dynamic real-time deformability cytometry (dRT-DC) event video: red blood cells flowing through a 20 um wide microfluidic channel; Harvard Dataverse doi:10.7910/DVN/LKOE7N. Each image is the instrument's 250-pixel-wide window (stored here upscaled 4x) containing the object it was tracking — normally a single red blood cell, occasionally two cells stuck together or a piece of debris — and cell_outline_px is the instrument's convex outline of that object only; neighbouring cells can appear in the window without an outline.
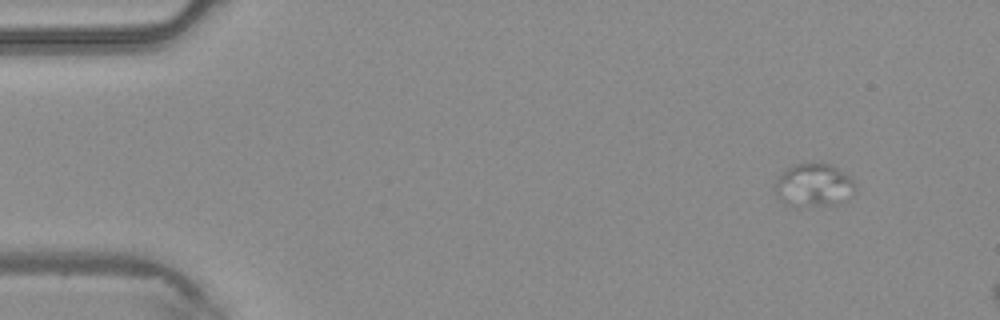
{"species": "common noctule bat (a hibernating species)", "species_latin": "Nyctalus noctula", "temperature_condition": "warm", "stored_images_in_passage": 2, "camera_frame_rate_fps": 3000, "um_per_image_px": 0.085, "animal": {"sex": "male", "body_mass_g": 20.4}, "frame": {"image": 1, "passage_image": 1, "time_ms": 0.0, "image_size_px": [1000, 320], "cell_outline_px": [[856, 188], [852, 196], [848, 200], [840, 204], [796, 208], [780, 200], [776, 196], [776, 180], [788, 168], [796, 164], [828, 164], [836, 168], [848, 176], [852, 180]], "centroid_in_image_um": [69.19, 15.81], "position_along_channel_um": 15.8, "area_um2": 20.17}}